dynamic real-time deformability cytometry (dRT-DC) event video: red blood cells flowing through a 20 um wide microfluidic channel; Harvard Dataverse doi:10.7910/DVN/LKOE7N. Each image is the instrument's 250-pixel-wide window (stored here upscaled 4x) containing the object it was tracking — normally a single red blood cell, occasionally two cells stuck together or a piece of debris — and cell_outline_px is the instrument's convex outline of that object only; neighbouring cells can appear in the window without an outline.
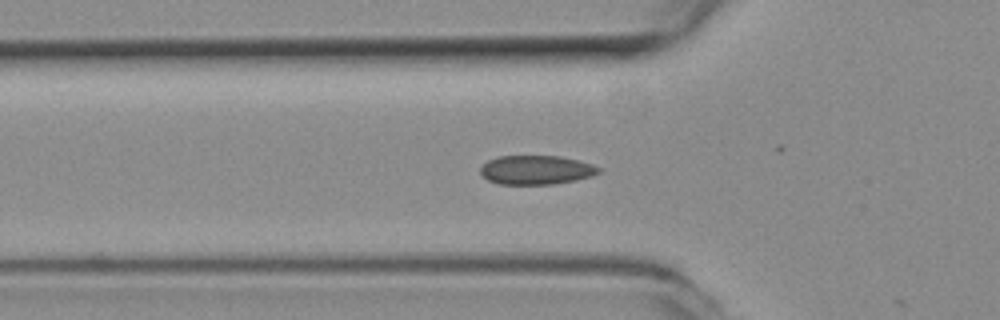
{"species": "common noctule bat (a hibernating species)", "species_latin": "Nyctalus noctula", "temperature_condition": "room temperature", "stored_images_in_passage": 5, "camera_frame_rate_fps": 3000, "um_per_image_px": 0.085, "animal": {"sex": "female", "body_mass_g": 19.3, "forearm_length_mm": 54.1}, "frame": {"image": 1, "passage_image": 3, "time_ms": 0.667, "image_size_px": [1000, 320], "cell_outline_px": [[600, 172], [592, 176], [576, 180], [552, 184], [500, 184], [488, 180], [480, 172], [480, 168], [488, 160], [496, 156], [560, 156], [580, 160], [592, 164], [600, 168]], "centroid_in_image_um": [45.59, 14.44], "position_along_channel_um": 80.2, "area_um2": 20.06}}